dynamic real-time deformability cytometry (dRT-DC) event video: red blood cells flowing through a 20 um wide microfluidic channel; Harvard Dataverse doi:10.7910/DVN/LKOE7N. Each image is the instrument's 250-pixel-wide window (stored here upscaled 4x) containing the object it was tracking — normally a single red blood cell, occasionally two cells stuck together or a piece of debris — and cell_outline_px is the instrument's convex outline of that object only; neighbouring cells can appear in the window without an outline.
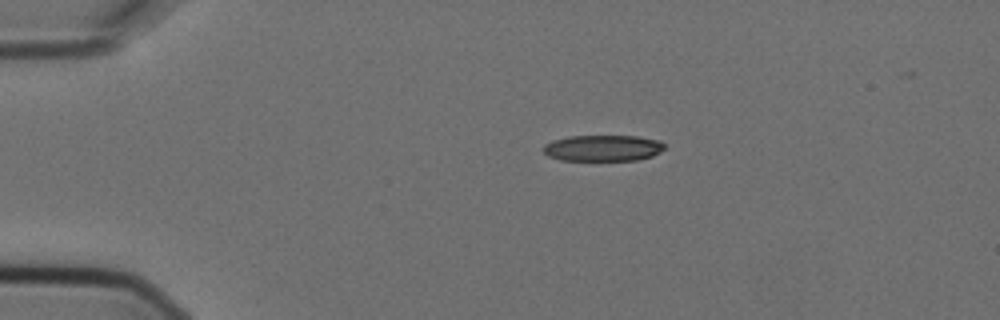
{"species": "Egyptian fruit bat (a non-hibernating species)", "species_latin": "Rousettus aegyptiacus", "temperature_condition": "cold", "stored_images_in_passage": 4, "camera_frame_rate_fps": 3000, "um_per_image_px": 0.085, "animal": {"sex": "female"}, "frame": {"image": 1, "passage_image": 1, "time_ms": 0.0, "image_size_px": [1000, 320], "cell_outline_px": [[664, 148], [660, 152], [652, 156], [636, 160], [560, 160], [548, 156], [540, 148], [544, 144], [552, 140], [568, 136], [636, 136], [660, 140], [664, 144]], "centroid_in_image_um": [51.21, 12.58], "position_along_channel_um": 33.8, "area_um2": 18.61}}
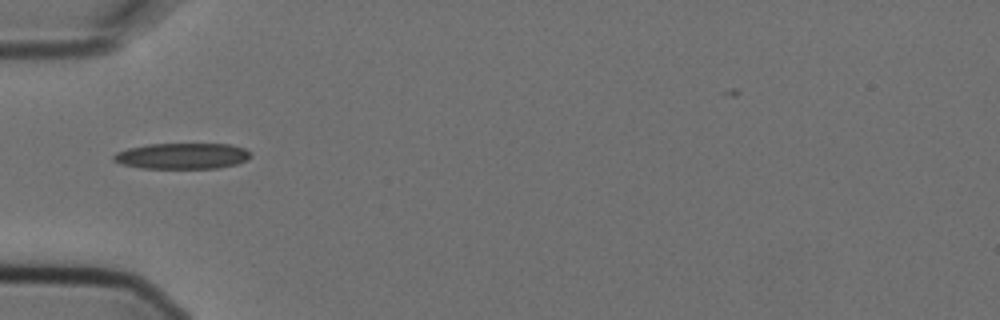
{"frame": {"image": 2, "passage_image": 3, "time_ms": 0.667, "image_size_px": [1000, 320], "cell_outline_px": [[252, 156], [248, 160], [236, 164], [216, 168], [140, 168], [120, 164], [112, 160], [112, 156], [116, 152], [128, 148], [148, 144], [232, 144], [244, 148], [252, 152]], "centroid_in_image_um": [15.49, 13.25], "position_along_channel_um": 69.5, "area_um2": 20.92}}
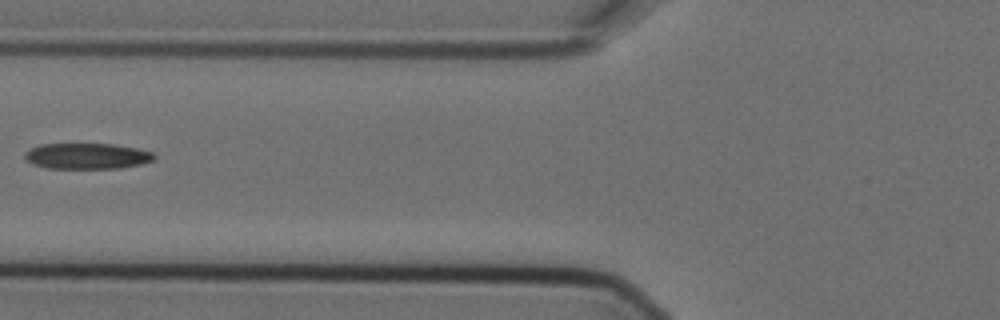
{"frame": {"image": 3, "passage_image": 4, "time_ms": 1.0, "image_size_px": [1000, 320], "cell_outline_px": [[156, 156], [152, 160], [140, 164], [120, 168], [48, 168], [32, 164], [24, 160], [24, 152], [40, 144], [116, 144], [136, 148], [152, 152]], "centroid_in_image_um": [7.36, 13.26], "position_along_channel_um": 118.4, "area_um2": 19.48}}